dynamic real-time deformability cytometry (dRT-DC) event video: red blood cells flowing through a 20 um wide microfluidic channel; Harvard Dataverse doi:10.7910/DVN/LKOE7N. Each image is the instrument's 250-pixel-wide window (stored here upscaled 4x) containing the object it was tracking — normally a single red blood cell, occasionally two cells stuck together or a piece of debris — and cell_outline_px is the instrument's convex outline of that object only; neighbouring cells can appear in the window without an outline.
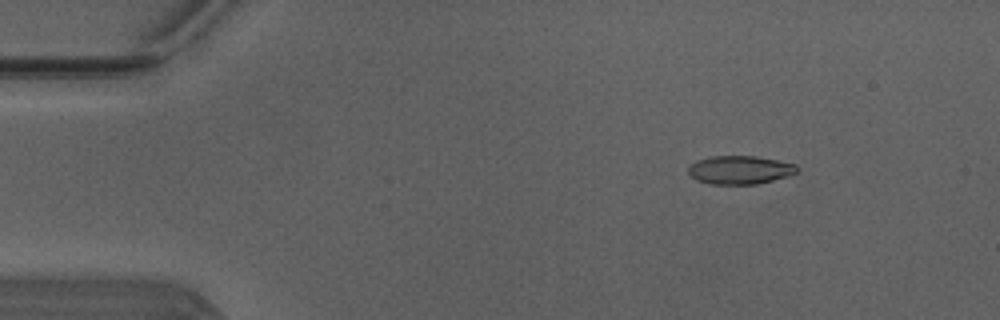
{"species": "Egyptian fruit bat (a non-hibernating species)", "species_latin": "Rousettus aegyptiacus", "temperature_condition": "warm", "stored_images_in_passage": 45, "camera_frame_rate_fps": 3000, "um_per_image_px": 0.085, "animal": {"sex": "male"}, "frame": {"image": 1, "passage_image": 2, "time_ms": 0.333, "image_size_px": [1000, 320], "cell_outline_px": [[800, 168], [796, 172], [772, 180], [756, 184], [712, 184], [696, 180], [688, 172], [688, 164], [696, 160], [712, 156], [756, 156], [796, 164]], "centroid_in_image_um": [62.84, 14.43], "position_along_channel_um": 22.2, "area_um2": 17.92}}
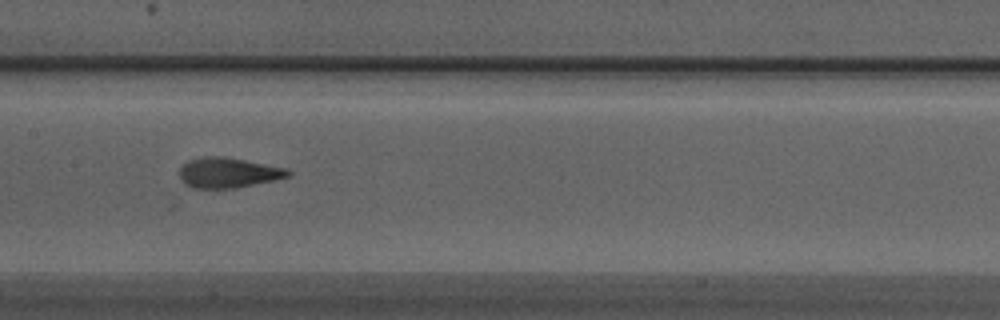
{"frame": {"image": 2, "passage_image": 20, "time_ms": 6.333, "image_size_px": [1000, 320], "cell_outline_px": [[292, 176], [236, 188], [192, 188], [184, 184], [180, 176], [180, 168], [188, 160], [204, 156], [224, 156], [288, 168], [292, 172]], "centroid_in_image_um": [19.42, 14.67], "position_along_channel_um": 188.0, "area_um2": 19.25}}
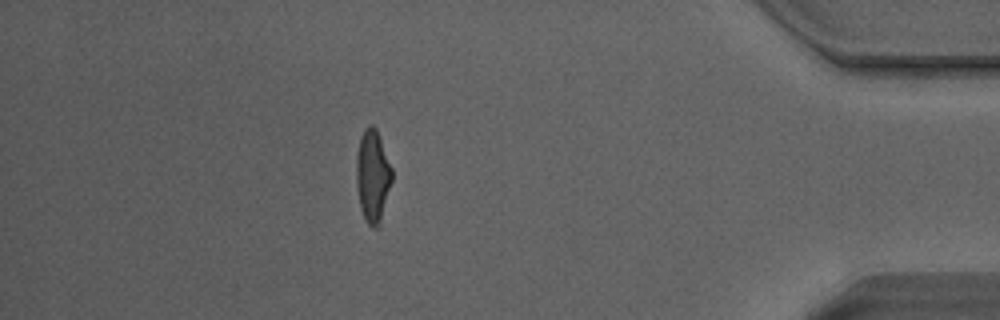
{"frame": {"image": 3, "passage_image": 39, "time_ms": 12.667, "image_size_px": [1000, 320], "cell_outline_px": [[392, 180], [380, 224], [376, 228], [372, 228], [364, 220], [360, 208], [356, 184], [356, 156], [360, 136], [364, 128], [368, 124], [372, 124], [376, 128], [392, 168]], "centroid_in_image_um": [31.66, 14.96], "position_along_channel_um": 403.5, "area_um2": 19.42}, "authors_computed_cell_mechanics": {"area_um2": 18.6694, "velocity_mm_per_s": 4.1349, "shape_relaxation_time_tau1_ms": 3.1091, "shape_relaxation_time_tau2_ms": 1.3346, "deformation_change_tau1": 0.1765, "deformation_change_tau2": 0.106}}